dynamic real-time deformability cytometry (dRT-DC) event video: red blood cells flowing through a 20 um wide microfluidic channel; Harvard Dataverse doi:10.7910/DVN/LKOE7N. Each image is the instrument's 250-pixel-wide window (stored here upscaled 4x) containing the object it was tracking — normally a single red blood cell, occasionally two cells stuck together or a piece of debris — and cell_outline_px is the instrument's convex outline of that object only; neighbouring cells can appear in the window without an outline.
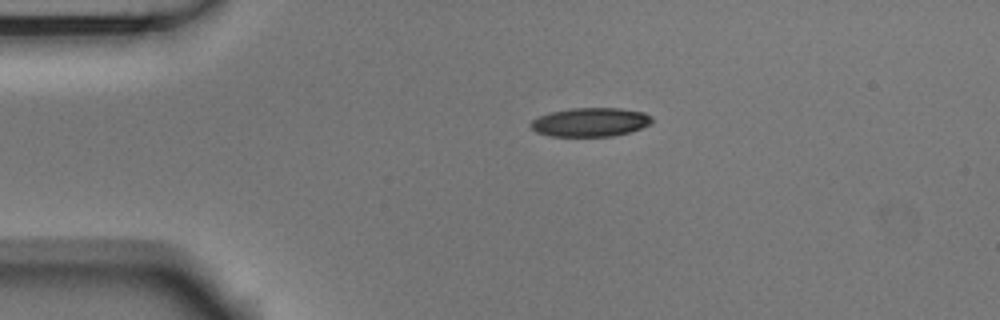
{"species": "Egyptian fruit bat (a non-hibernating species)", "species_latin": "Rousettus aegyptiacus", "temperature_condition": "room temperature", "stored_images_in_passage": 43, "camera_frame_rate_fps": 3000, "um_per_image_px": 0.085, "animal": {"sex": "male"}, "frame": {"image": 1, "passage_image": 1, "time_ms": 0.0, "image_size_px": [1000, 320], "cell_outline_px": [[652, 124], [628, 132], [612, 136], [548, 136], [536, 132], [528, 124], [532, 120], [540, 116], [552, 112], [572, 108], [620, 108], [644, 112], [652, 116]], "centroid_in_image_um": [50.18, 10.38], "position_along_channel_um": 34.8, "area_um2": 20.35}}
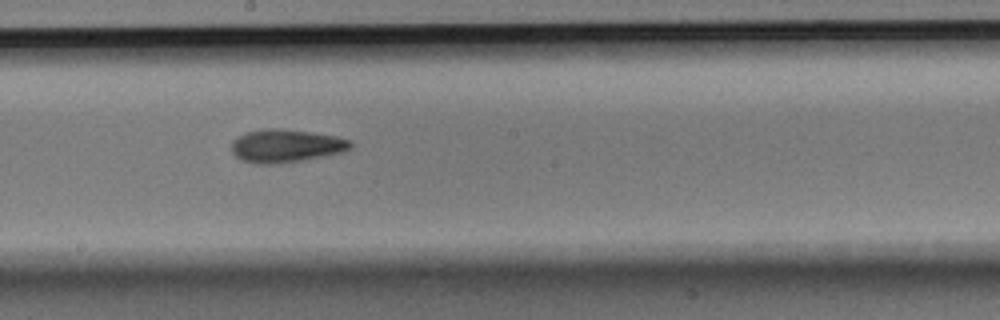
{"frame": {"image": 2, "passage_image": 19, "time_ms": 6.0, "image_size_px": [1000, 320], "cell_outline_px": [[352, 148], [344, 152], [300, 160], [272, 164], [256, 164], [244, 160], [236, 156], [232, 152], [232, 140], [236, 136], [244, 132], [264, 128], [280, 128], [336, 136], [352, 140]], "centroid_in_image_um": [24.29, 12.38], "position_along_channel_um": 223.9, "area_um2": 22.95}}
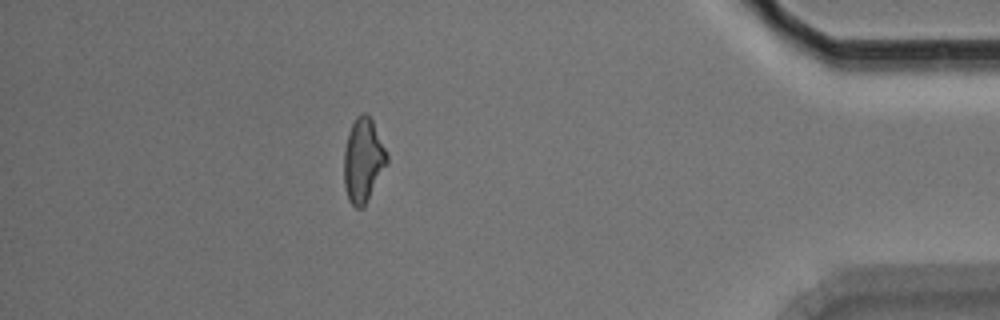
{"frame": {"image": 3, "passage_image": 37, "time_ms": 12.0, "image_size_px": [1000, 320], "cell_outline_px": [[388, 160], [364, 204], [360, 208], [356, 208], [348, 200], [344, 184], [344, 152], [348, 132], [356, 116], [360, 112], [364, 112], [372, 120], [388, 156]], "centroid_in_image_um": [30.83, 13.57], "position_along_channel_um": 404.4, "area_um2": 20.4}, "authors_computed_cell_mechanics": {"area_um2": 21.1548, "velocity_mm_per_s": 3.7645, "shape_relaxation_time_tau1_ms": 4.41, "shape_relaxation_time_tau2_ms": 3.9454, "deformation_change_tau1": 0.1639, "deformation_change_tau2": 0.1235}}